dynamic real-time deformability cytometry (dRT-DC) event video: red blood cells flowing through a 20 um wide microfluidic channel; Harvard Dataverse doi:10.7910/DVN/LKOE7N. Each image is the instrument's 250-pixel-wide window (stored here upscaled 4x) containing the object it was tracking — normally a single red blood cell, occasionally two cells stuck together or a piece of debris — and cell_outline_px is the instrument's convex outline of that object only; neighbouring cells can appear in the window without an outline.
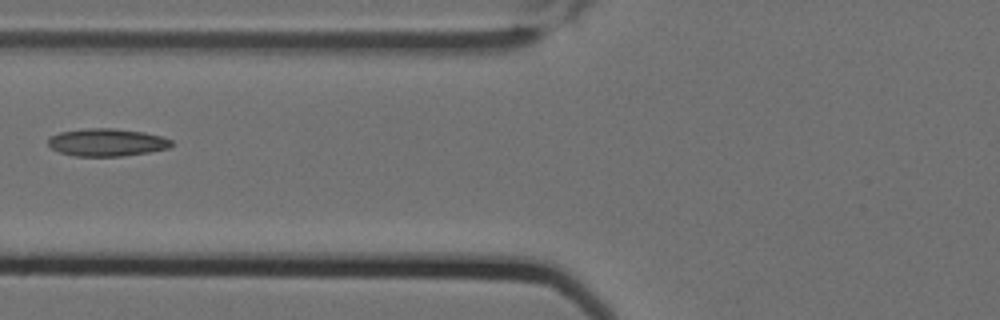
{"species": "Egyptian fruit bat (a non-hibernating species)", "species_latin": "Rousettus aegyptiacus", "temperature_condition": "cold", "stored_images_in_passage": 7, "camera_frame_rate_fps": 3000, "um_per_image_px": 0.085, "animal": {"sex": "female"}, "frame": {"image": 1, "passage_image": 7, "time_ms": 2.0, "image_size_px": [1000, 320], "cell_outline_px": [[172, 144], [168, 148], [148, 152], [124, 156], [76, 156], [60, 152], [52, 148], [48, 144], [48, 140], [52, 136], [60, 132], [84, 128], [112, 128], [144, 132], [160, 136], [172, 140]], "centroid_in_image_um": [9.08, 12.1], "position_along_channel_um": 116.7, "area_um2": 19.71}}